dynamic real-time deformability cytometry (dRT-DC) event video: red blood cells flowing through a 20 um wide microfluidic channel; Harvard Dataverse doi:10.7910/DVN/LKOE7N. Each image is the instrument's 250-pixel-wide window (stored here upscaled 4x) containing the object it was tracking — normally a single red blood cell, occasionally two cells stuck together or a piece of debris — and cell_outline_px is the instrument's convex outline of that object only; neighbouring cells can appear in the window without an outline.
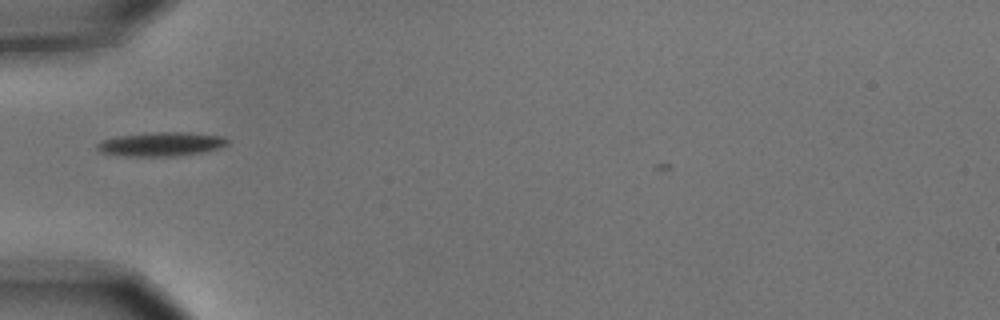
{"species": "common noctule bat (a hibernating species)", "species_latin": "Nyctalus noctula", "temperature_condition": "cold", "stored_images_in_passage": 2, "camera_frame_rate_fps": 3000, "um_per_image_px": 0.085, "animal": {"sex": "male", "body_mass_g": 15.6}, "frame": {"image": 1, "passage_image": 2, "time_ms": 0.333, "image_size_px": [1000, 320], "cell_outline_px": [[228, 144], [220, 148], [204, 152], [176, 156], [124, 156], [100, 152], [96, 148], [96, 144], [100, 140], [116, 136], [152, 132], [188, 132], [224, 136], [228, 140]], "centroid_in_image_um": [13.69, 12.24], "position_along_channel_um": 71.3, "area_um2": 18.5}}